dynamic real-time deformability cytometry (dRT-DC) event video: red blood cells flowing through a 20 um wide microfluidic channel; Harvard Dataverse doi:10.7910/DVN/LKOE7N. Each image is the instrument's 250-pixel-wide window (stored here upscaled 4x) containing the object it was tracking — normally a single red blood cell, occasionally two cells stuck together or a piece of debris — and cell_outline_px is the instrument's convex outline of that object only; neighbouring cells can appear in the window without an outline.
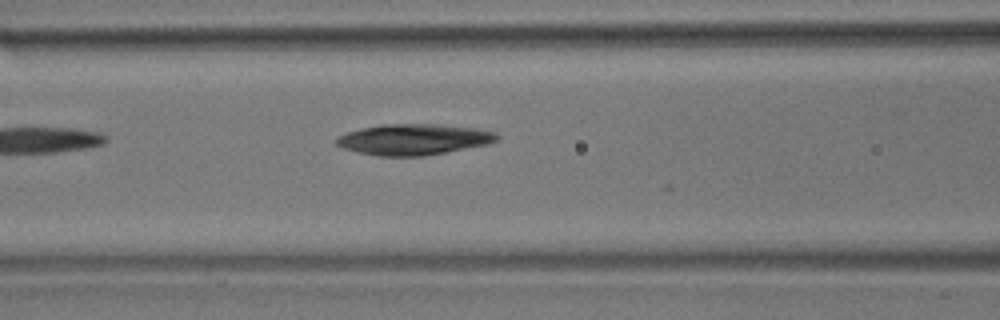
{"species": "common noctule bat (a hibernating species)", "species_latin": "Nyctalus noctula", "temperature_condition": "room temperature", "stored_images_in_passage": 5, "camera_frame_rate_fps": 3000, "um_per_image_px": 0.085, "animal": {"sex": "male", "body_mass_g": 17.9}, "frame": {"image": 1, "passage_image": 5, "time_ms": 1.333, "image_size_px": [1000, 320], "cell_outline_px": [[500, 140], [488, 144], [448, 152], [424, 156], [376, 156], [344, 148], [336, 144], [336, 136], [348, 132], [364, 128], [384, 124], [440, 124], [476, 128], [496, 132], [500, 136]], "centroid_in_image_um": [35.23, 11.85], "position_along_channel_um": 131.4, "area_um2": 29.02}}